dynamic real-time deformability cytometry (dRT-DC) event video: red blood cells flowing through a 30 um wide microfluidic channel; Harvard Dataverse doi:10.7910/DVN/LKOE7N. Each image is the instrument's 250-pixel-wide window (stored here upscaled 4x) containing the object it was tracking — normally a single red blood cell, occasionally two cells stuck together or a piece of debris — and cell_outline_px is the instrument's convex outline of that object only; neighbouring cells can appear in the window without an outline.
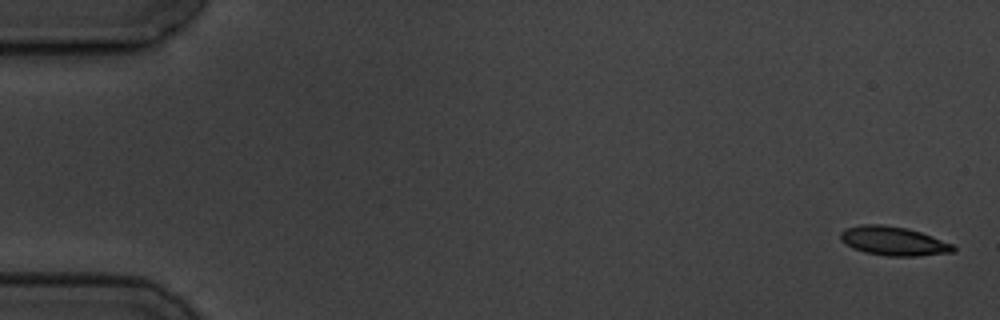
{"species": "common noctule bat (a hibernating species)", "species_latin": "Nyctalus noctula", "temperature_condition": "cold", "stored_images_in_passage": 5, "camera_frame_rate_fps": 3000, "um_per_image_px": 0.085, "animal": {"sex": "male", "body_mass_g": 19.5, "forearm_length_mm": 54.6}, "frame": {"image": 1, "passage_image": 1, "time_ms": 0.0, "image_size_px": [1000, 320], "cell_outline_px": [[956, 252], [916, 256], [888, 256], [864, 252], [852, 248], [840, 240], [840, 232], [844, 228], [860, 224], [884, 224], [904, 228], [920, 232], [932, 236], [952, 244], [956, 248]], "centroid_in_image_um": [75.91, 20.48], "position_along_channel_um": 9.1, "area_um2": 19.13}}
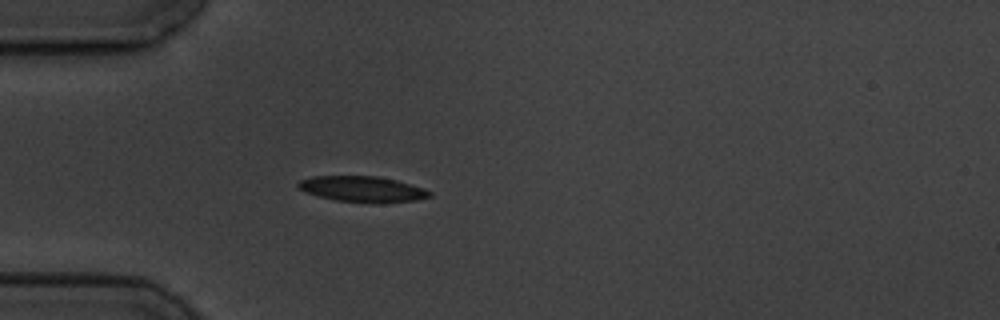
{"frame": {"image": 2, "passage_image": 5, "time_ms": 5.0, "image_size_px": [1000, 320], "cell_outline_px": [[432, 196], [416, 200], [376, 204], [336, 200], [320, 196], [308, 192], [300, 188], [296, 184], [300, 180], [312, 176], [376, 176], [396, 180], [424, 188], [432, 192]], "centroid_in_image_um": [30.86, 16.08], "position_along_channel_um": 54.1, "area_um2": 19.71}}